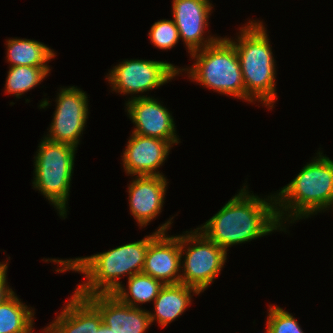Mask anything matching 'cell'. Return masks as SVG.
Here are the masks:
<instances>
[{
    "label": "cell",
    "instance_id": "6da1fadb",
    "mask_svg": "<svg viewBox=\"0 0 333 333\" xmlns=\"http://www.w3.org/2000/svg\"><path fill=\"white\" fill-rule=\"evenodd\" d=\"M247 188L244 185L222 209L198 227L226 252L232 245L250 242L274 230L286 231L277 217L275 196L259 198L254 194L250 195Z\"/></svg>",
    "mask_w": 333,
    "mask_h": 333
},
{
    "label": "cell",
    "instance_id": "7a4b0ae2",
    "mask_svg": "<svg viewBox=\"0 0 333 333\" xmlns=\"http://www.w3.org/2000/svg\"><path fill=\"white\" fill-rule=\"evenodd\" d=\"M170 218L159 226L157 231L142 240L128 243L107 252L94 254L89 257L75 259H46L45 261L60 264L57 272L68 270L81 272L85 275L83 284H78L75 292L86 297L95 294H113L122 284L120 277L128 274V277L141 273L143 270L147 248L149 243L159 234L166 233L170 227Z\"/></svg>",
    "mask_w": 333,
    "mask_h": 333
},
{
    "label": "cell",
    "instance_id": "3957f363",
    "mask_svg": "<svg viewBox=\"0 0 333 333\" xmlns=\"http://www.w3.org/2000/svg\"><path fill=\"white\" fill-rule=\"evenodd\" d=\"M317 154L318 158L315 157L312 162L307 163L299 174L275 195L276 213L281 225L285 219H291L289 222L292 223L333 206V161L323 156L320 151Z\"/></svg>",
    "mask_w": 333,
    "mask_h": 333
},
{
    "label": "cell",
    "instance_id": "277c9868",
    "mask_svg": "<svg viewBox=\"0 0 333 333\" xmlns=\"http://www.w3.org/2000/svg\"><path fill=\"white\" fill-rule=\"evenodd\" d=\"M254 21V22H253ZM240 29L237 41L227 38L237 51L242 71L245 100L261 101L273 108L276 99L275 60L266 28L253 20Z\"/></svg>",
    "mask_w": 333,
    "mask_h": 333
},
{
    "label": "cell",
    "instance_id": "5b68a950",
    "mask_svg": "<svg viewBox=\"0 0 333 333\" xmlns=\"http://www.w3.org/2000/svg\"><path fill=\"white\" fill-rule=\"evenodd\" d=\"M196 59L188 71V77L218 93L245 100V87L235 46L227 38L190 54Z\"/></svg>",
    "mask_w": 333,
    "mask_h": 333
},
{
    "label": "cell",
    "instance_id": "8992f818",
    "mask_svg": "<svg viewBox=\"0 0 333 333\" xmlns=\"http://www.w3.org/2000/svg\"><path fill=\"white\" fill-rule=\"evenodd\" d=\"M35 158L33 187L38 189L61 217L67 214L66 204L70 192L76 147L52 142L45 137L39 144Z\"/></svg>",
    "mask_w": 333,
    "mask_h": 333
},
{
    "label": "cell",
    "instance_id": "52a82bcc",
    "mask_svg": "<svg viewBox=\"0 0 333 333\" xmlns=\"http://www.w3.org/2000/svg\"><path fill=\"white\" fill-rule=\"evenodd\" d=\"M180 250L181 257L185 256L180 283L203 292L221 272L227 252L198 228L180 235Z\"/></svg>",
    "mask_w": 333,
    "mask_h": 333
},
{
    "label": "cell",
    "instance_id": "ba28073f",
    "mask_svg": "<svg viewBox=\"0 0 333 333\" xmlns=\"http://www.w3.org/2000/svg\"><path fill=\"white\" fill-rule=\"evenodd\" d=\"M180 68L171 63L154 60H123L106 77L112 91L137 94L158 88L177 76Z\"/></svg>",
    "mask_w": 333,
    "mask_h": 333
},
{
    "label": "cell",
    "instance_id": "9c48e42d",
    "mask_svg": "<svg viewBox=\"0 0 333 333\" xmlns=\"http://www.w3.org/2000/svg\"><path fill=\"white\" fill-rule=\"evenodd\" d=\"M87 94L77 87L62 88L56 99V110L46 139L67 143L77 148L88 118Z\"/></svg>",
    "mask_w": 333,
    "mask_h": 333
},
{
    "label": "cell",
    "instance_id": "30bf717a",
    "mask_svg": "<svg viewBox=\"0 0 333 333\" xmlns=\"http://www.w3.org/2000/svg\"><path fill=\"white\" fill-rule=\"evenodd\" d=\"M126 106L130 120L136 127L133 133L165 140L171 145L180 142L171 113L157 99L144 95L132 97Z\"/></svg>",
    "mask_w": 333,
    "mask_h": 333
},
{
    "label": "cell",
    "instance_id": "8fae6325",
    "mask_svg": "<svg viewBox=\"0 0 333 333\" xmlns=\"http://www.w3.org/2000/svg\"><path fill=\"white\" fill-rule=\"evenodd\" d=\"M210 0H173V20L191 54L216 42L219 37L204 38V29L208 26L212 3ZM206 39V40H204ZM202 47V48H201Z\"/></svg>",
    "mask_w": 333,
    "mask_h": 333
},
{
    "label": "cell",
    "instance_id": "7c38bea8",
    "mask_svg": "<svg viewBox=\"0 0 333 333\" xmlns=\"http://www.w3.org/2000/svg\"><path fill=\"white\" fill-rule=\"evenodd\" d=\"M171 147L168 141L132 133L122 156L126 174L164 176L156 170L163 165Z\"/></svg>",
    "mask_w": 333,
    "mask_h": 333
},
{
    "label": "cell",
    "instance_id": "4fadbf2b",
    "mask_svg": "<svg viewBox=\"0 0 333 333\" xmlns=\"http://www.w3.org/2000/svg\"><path fill=\"white\" fill-rule=\"evenodd\" d=\"M180 235L159 233L148 245L142 272L164 285L179 284L181 280Z\"/></svg>",
    "mask_w": 333,
    "mask_h": 333
},
{
    "label": "cell",
    "instance_id": "5bb4252c",
    "mask_svg": "<svg viewBox=\"0 0 333 333\" xmlns=\"http://www.w3.org/2000/svg\"><path fill=\"white\" fill-rule=\"evenodd\" d=\"M86 298L99 310L103 324L112 333H145L152 325L149 311L125 305L113 294H95Z\"/></svg>",
    "mask_w": 333,
    "mask_h": 333
},
{
    "label": "cell",
    "instance_id": "9a60e30c",
    "mask_svg": "<svg viewBox=\"0 0 333 333\" xmlns=\"http://www.w3.org/2000/svg\"><path fill=\"white\" fill-rule=\"evenodd\" d=\"M135 177L128 187L130 213L144 227L162 212L167 180L165 176Z\"/></svg>",
    "mask_w": 333,
    "mask_h": 333
},
{
    "label": "cell",
    "instance_id": "2e32d148",
    "mask_svg": "<svg viewBox=\"0 0 333 333\" xmlns=\"http://www.w3.org/2000/svg\"><path fill=\"white\" fill-rule=\"evenodd\" d=\"M102 323L99 310L86 297L74 291L61 313L43 332L94 333Z\"/></svg>",
    "mask_w": 333,
    "mask_h": 333
},
{
    "label": "cell",
    "instance_id": "e0dca14e",
    "mask_svg": "<svg viewBox=\"0 0 333 333\" xmlns=\"http://www.w3.org/2000/svg\"><path fill=\"white\" fill-rule=\"evenodd\" d=\"M200 294L195 288L185 284H166L154 300V313L149 312L151 324L156 320L160 326L166 327L181 316L191 303V293Z\"/></svg>",
    "mask_w": 333,
    "mask_h": 333
},
{
    "label": "cell",
    "instance_id": "ac0fdd59",
    "mask_svg": "<svg viewBox=\"0 0 333 333\" xmlns=\"http://www.w3.org/2000/svg\"><path fill=\"white\" fill-rule=\"evenodd\" d=\"M7 60L13 66H49L46 64L56 55L45 44L30 39H8Z\"/></svg>",
    "mask_w": 333,
    "mask_h": 333
},
{
    "label": "cell",
    "instance_id": "d6986e66",
    "mask_svg": "<svg viewBox=\"0 0 333 333\" xmlns=\"http://www.w3.org/2000/svg\"><path fill=\"white\" fill-rule=\"evenodd\" d=\"M123 286L121 285L113 295L121 303L138 308V303L154 301L164 284L141 272L128 278V290Z\"/></svg>",
    "mask_w": 333,
    "mask_h": 333
},
{
    "label": "cell",
    "instance_id": "ffe728a7",
    "mask_svg": "<svg viewBox=\"0 0 333 333\" xmlns=\"http://www.w3.org/2000/svg\"><path fill=\"white\" fill-rule=\"evenodd\" d=\"M34 312L13 293L0 304V333H32Z\"/></svg>",
    "mask_w": 333,
    "mask_h": 333
},
{
    "label": "cell",
    "instance_id": "44dd1931",
    "mask_svg": "<svg viewBox=\"0 0 333 333\" xmlns=\"http://www.w3.org/2000/svg\"><path fill=\"white\" fill-rule=\"evenodd\" d=\"M50 71L49 66H13L9 68L5 90L20 98L22 94L41 83Z\"/></svg>",
    "mask_w": 333,
    "mask_h": 333
},
{
    "label": "cell",
    "instance_id": "7402d4cb",
    "mask_svg": "<svg viewBox=\"0 0 333 333\" xmlns=\"http://www.w3.org/2000/svg\"><path fill=\"white\" fill-rule=\"evenodd\" d=\"M151 43L159 49L169 50L174 47L180 39L179 31L174 20H160L151 26L148 33Z\"/></svg>",
    "mask_w": 333,
    "mask_h": 333
},
{
    "label": "cell",
    "instance_id": "603a6c76",
    "mask_svg": "<svg viewBox=\"0 0 333 333\" xmlns=\"http://www.w3.org/2000/svg\"><path fill=\"white\" fill-rule=\"evenodd\" d=\"M266 333H304L298 321L278 306H269Z\"/></svg>",
    "mask_w": 333,
    "mask_h": 333
},
{
    "label": "cell",
    "instance_id": "cb8c5ba5",
    "mask_svg": "<svg viewBox=\"0 0 333 333\" xmlns=\"http://www.w3.org/2000/svg\"><path fill=\"white\" fill-rule=\"evenodd\" d=\"M7 264L8 263H3V265L0 266V304L14 293V291L7 286Z\"/></svg>",
    "mask_w": 333,
    "mask_h": 333
},
{
    "label": "cell",
    "instance_id": "d4e9b609",
    "mask_svg": "<svg viewBox=\"0 0 333 333\" xmlns=\"http://www.w3.org/2000/svg\"><path fill=\"white\" fill-rule=\"evenodd\" d=\"M94 333H112V330L102 323L99 329L96 330Z\"/></svg>",
    "mask_w": 333,
    "mask_h": 333
}]
</instances>
